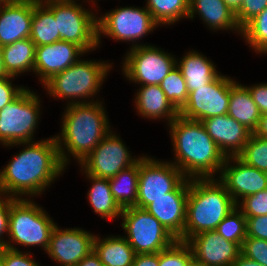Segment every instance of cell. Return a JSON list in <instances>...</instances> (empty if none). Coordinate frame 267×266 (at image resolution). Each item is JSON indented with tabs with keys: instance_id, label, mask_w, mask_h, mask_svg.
<instances>
[{
	"instance_id": "1f68e13d",
	"label": "cell",
	"mask_w": 267,
	"mask_h": 266,
	"mask_svg": "<svg viewBox=\"0 0 267 266\" xmlns=\"http://www.w3.org/2000/svg\"><path fill=\"white\" fill-rule=\"evenodd\" d=\"M241 34L255 52L267 54V7L241 29Z\"/></svg>"
},
{
	"instance_id": "bcb514c9",
	"label": "cell",
	"mask_w": 267,
	"mask_h": 266,
	"mask_svg": "<svg viewBox=\"0 0 267 266\" xmlns=\"http://www.w3.org/2000/svg\"><path fill=\"white\" fill-rule=\"evenodd\" d=\"M76 266H104L98 255L91 251L87 256H85Z\"/></svg>"
},
{
	"instance_id": "d590c367",
	"label": "cell",
	"mask_w": 267,
	"mask_h": 266,
	"mask_svg": "<svg viewBox=\"0 0 267 266\" xmlns=\"http://www.w3.org/2000/svg\"><path fill=\"white\" fill-rule=\"evenodd\" d=\"M192 262L193 253L185 241L176 240L159 252V266H189Z\"/></svg>"
},
{
	"instance_id": "f907efd6",
	"label": "cell",
	"mask_w": 267,
	"mask_h": 266,
	"mask_svg": "<svg viewBox=\"0 0 267 266\" xmlns=\"http://www.w3.org/2000/svg\"><path fill=\"white\" fill-rule=\"evenodd\" d=\"M9 77V75L6 72L4 62H3V49L2 46H0V78Z\"/></svg>"
},
{
	"instance_id": "8d00e7d4",
	"label": "cell",
	"mask_w": 267,
	"mask_h": 266,
	"mask_svg": "<svg viewBox=\"0 0 267 266\" xmlns=\"http://www.w3.org/2000/svg\"><path fill=\"white\" fill-rule=\"evenodd\" d=\"M237 204V208L245 217H255L267 215V188L256 194L249 195Z\"/></svg>"
},
{
	"instance_id": "816d5d0a",
	"label": "cell",
	"mask_w": 267,
	"mask_h": 266,
	"mask_svg": "<svg viewBox=\"0 0 267 266\" xmlns=\"http://www.w3.org/2000/svg\"><path fill=\"white\" fill-rule=\"evenodd\" d=\"M4 247L0 246V266H2Z\"/></svg>"
},
{
	"instance_id": "7dc6e473",
	"label": "cell",
	"mask_w": 267,
	"mask_h": 266,
	"mask_svg": "<svg viewBox=\"0 0 267 266\" xmlns=\"http://www.w3.org/2000/svg\"><path fill=\"white\" fill-rule=\"evenodd\" d=\"M253 134L258 137L267 139V113L261 115L258 126Z\"/></svg>"
},
{
	"instance_id": "681fc988",
	"label": "cell",
	"mask_w": 267,
	"mask_h": 266,
	"mask_svg": "<svg viewBox=\"0 0 267 266\" xmlns=\"http://www.w3.org/2000/svg\"><path fill=\"white\" fill-rule=\"evenodd\" d=\"M223 1L228 5V7L233 12H236L242 3V0H223Z\"/></svg>"
},
{
	"instance_id": "d6986e66",
	"label": "cell",
	"mask_w": 267,
	"mask_h": 266,
	"mask_svg": "<svg viewBox=\"0 0 267 266\" xmlns=\"http://www.w3.org/2000/svg\"><path fill=\"white\" fill-rule=\"evenodd\" d=\"M86 52L77 44L64 40L49 45L36 46L34 73L38 75L42 85L54 75L66 70L76 63L79 55Z\"/></svg>"
},
{
	"instance_id": "cb8c5ba5",
	"label": "cell",
	"mask_w": 267,
	"mask_h": 266,
	"mask_svg": "<svg viewBox=\"0 0 267 266\" xmlns=\"http://www.w3.org/2000/svg\"><path fill=\"white\" fill-rule=\"evenodd\" d=\"M227 114L252 133L257 128L262 115L248 87L236 83L232 78H230V101Z\"/></svg>"
},
{
	"instance_id": "7c38bea8",
	"label": "cell",
	"mask_w": 267,
	"mask_h": 266,
	"mask_svg": "<svg viewBox=\"0 0 267 266\" xmlns=\"http://www.w3.org/2000/svg\"><path fill=\"white\" fill-rule=\"evenodd\" d=\"M98 47L101 34L119 41L141 39L160 26L146 7H119L97 18Z\"/></svg>"
},
{
	"instance_id": "60d3db41",
	"label": "cell",
	"mask_w": 267,
	"mask_h": 266,
	"mask_svg": "<svg viewBox=\"0 0 267 266\" xmlns=\"http://www.w3.org/2000/svg\"><path fill=\"white\" fill-rule=\"evenodd\" d=\"M15 77L9 76L0 78V110L6 104L11 103L26 87L12 85L11 79Z\"/></svg>"
},
{
	"instance_id": "b9f144b4",
	"label": "cell",
	"mask_w": 267,
	"mask_h": 266,
	"mask_svg": "<svg viewBox=\"0 0 267 266\" xmlns=\"http://www.w3.org/2000/svg\"><path fill=\"white\" fill-rule=\"evenodd\" d=\"M15 199V197L0 194V246L3 247L6 246V241L2 236L4 233L8 236L10 208Z\"/></svg>"
},
{
	"instance_id": "4316f807",
	"label": "cell",
	"mask_w": 267,
	"mask_h": 266,
	"mask_svg": "<svg viewBox=\"0 0 267 266\" xmlns=\"http://www.w3.org/2000/svg\"><path fill=\"white\" fill-rule=\"evenodd\" d=\"M3 62L9 76L33 71L36 46L30 38L2 46Z\"/></svg>"
},
{
	"instance_id": "f35d334b",
	"label": "cell",
	"mask_w": 267,
	"mask_h": 266,
	"mask_svg": "<svg viewBox=\"0 0 267 266\" xmlns=\"http://www.w3.org/2000/svg\"><path fill=\"white\" fill-rule=\"evenodd\" d=\"M266 7L267 0H242L239 9L235 12V18L238 26L242 29Z\"/></svg>"
},
{
	"instance_id": "ba28073f",
	"label": "cell",
	"mask_w": 267,
	"mask_h": 266,
	"mask_svg": "<svg viewBox=\"0 0 267 266\" xmlns=\"http://www.w3.org/2000/svg\"><path fill=\"white\" fill-rule=\"evenodd\" d=\"M25 88L11 103L0 110V142L3 145L33 141L38 125L40 99Z\"/></svg>"
},
{
	"instance_id": "d4e9b609",
	"label": "cell",
	"mask_w": 267,
	"mask_h": 266,
	"mask_svg": "<svg viewBox=\"0 0 267 266\" xmlns=\"http://www.w3.org/2000/svg\"><path fill=\"white\" fill-rule=\"evenodd\" d=\"M186 81L188 93L212 82L220 73L210 59L196 51H190L176 62Z\"/></svg>"
},
{
	"instance_id": "e0dca14e",
	"label": "cell",
	"mask_w": 267,
	"mask_h": 266,
	"mask_svg": "<svg viewBox=\"0 0 267 266\" xmlns=\"http://www.w3.org/2000/svg\"><path fill=\"white\" fill-rule=\"evenodd\" d=\"M189 178L167 196L155 199L145 210L153 215L177 240L184 241Z\"/></svg>"
},
{
	"instance_id": "e575fe53",
	"label": "cell",
	"mask_w": 267,
	"mask_h": 266,
	"mask_svg": "<svg viewBox=\"0 0 267 266\" xmlns=\"http://www.w3.org/2000/svg\"><path fill=\"white\" fill-rule=\"evenodd\" d=\"M238 157L247 165L267 172V139L252 133Z\"/></svg>"
},
{
	"instance_id": "4dcf8cb0",
	"label": "cell",
	"mask_w": 267,
	"mask_h": 266,
	"mask_svg": "<svg viewBox=\"0 0 267 266\" xmlns=\"http://www.w3.org/2000/svg\"><path fill=\"white\" fill-rule=\"evenodd\" d=\"M146 8L161 25H171L189 15V0H146Z\"/></svg>"
},
{
	"instance_id": "5bb4252c",
	"label": "cell",
	"mask_w": 267,
	"mask_h": 266,
	"mask_svg": "<svg viewBox=\"0 0 267 266\" xmlns=\"http://www.w3.org/2000/svg\"><path fill=\"white\" fill-rule=\"evenodd\" d=\"M230 101V77L219 74L209 84L188 93L185 105L179 115L187 119H204L226 115Z\"/></svg>"
},
{
	"instance_id": "277c9868",
	"label": "cell",
	"mask_w": 267,
	"mask_h": 266,
	"mask_svg": "<svg viewBox=\"0 0 267 266\" xmlns=\"http://www.w3.org/2000/svg\"><path fill=\"white\" fill-rule=\"evenodd\" d=\"M236 207L232 196L219 180L189 179L184 241L201 232L216 230L218 224Z\"/></svg>"
},
{
	"instance_id": "603a6c76",
	"label": "cell",
	"mask_w": 267,
	"mask_h": 266,
	"mask_svg": "<svg viewBox=\"0 0 267 266\" xmlns=\"http://www.w3.org/2000/svg\"><path fill=\"white\" fill-rule=\"evenodd\" d=\"M135 105L142 117L148 119L166 118L168 125L179 115L169 102L160 85H143L137 90Z\"/></svg>"
},
{
	"instance_id": "ab89813d",
	"label": "cell",
	"mask_w": 267,
	"mask_h": 266,
	"mask_svg": "<svg viewBox=\"0 0 267 266\" xmlns=\"http://www.w3.org/2000/svg\"><path fill=\"white\" fill-rule=\"evenodd\" d=\"M2 266H40L31 254L4 247Z\"/></svg>"
},
{
	"instance_id": "52a82bcc",
	"label": "cell",
	"mask_w": 267,
	"mask_h": 266,
	"mask_svg": "<svg viewBox=\"0 0 267 266\" xmlns=\"http://www.w3.org/2000/svg\"><path fill=\"white\" fill-rule=\"evenodd\" d=\"M42 3L54 14L60 40L75 43L87 53L98 48V16L95 13L75 0H47Z\"/></svg>"
},
{
	"instance_id": "836d02e7",
	"label": "cell",
	"mask_w": 267,
	"mask_h": 266,
	"mask_svg": "<svg viewBox=\"0 0 267 266\" xmlns=\"http://www.w3.org/2000/svg\"><path fill=\"white\" fill-rule=\"evenodd\" d=\"M166 98L179 111L188 99V89L181 70L177 65L169 72L160 84Z\"/></svg>"
},
{
	"instance_id": "4fadbf2b",
	"label": "cell",
	"mask_w": 267,
	"mask_h": 266,
	"mask_svg": "<svg viewBox=\"0 0 267 266\" xmlns=\"http://www.w3.org/2000/svg\"><path fill=\"white\" fill-rule=\"evenodd\" d=\"M122 139L110 131L95 149L79 163L84 174L112 178L118 172L136 164L141 157H132Z\"/></svg>"
},
{
	"instance_id": "f1b7e54d",
	"label": "cell",
	"mask_w": 267,
	"mask_h": 266,
	"mask_svg": "<svg viewBox=\"0 0 267 266\" xmlns=\"http://www.w3.org/2000/svg\"><path fill=\"white\" fill-rule=\"evenodd\" d=\"M139 161L109 178L111 193L121 209L134 207L137 201Z\"/></svg>"
},
{
	"instance_id": "9c48e42d",
	"label": "cell",
	"mask_w": 267,
	"mask_h": 266,
	"mask_svg": "<svg viewBox=\"0 0 267 266\" xmlns=\"http://www.w3.org/2000/svg\"><path fill=\"white\" fill-rule=\"evenodd\" d=\"M121 225L136 254L159 253L177 239L147 210L138 207L122 209Z\"/></svg>"
},
{
	"instance_id": "83f0119b",
	"label": "cell",
	"mask_w": 267,
	"mask_h": 266,
	"mask_svg": "<svg viewBox=\"0 0 267 266\" xmlns=\"http://www.w3.org/2000/svg\"><path fill=\"white\" fill-rule=\"evenodd\" d=\"M86 177L92 181L87 198L94 212L106 219L120 218L122 209L113 198L109 179L88 174Z\"/></svg>"
},
{
	"instance_id": "484cf974",
	"label": "cell",
	"mask_w": 267,
	"mask_h": 266,
	"mask_svg": "<svg viewBox=\"0 0 267 266\" xmlns=\"http://www.w3.org/2000/svg\"><path fill=\"white\" fill-rule=\"evenodd\" d=\"M93 250L104 266H132L136 255L129 242L120 236H95Z\"/></svg>"
},
{
	"instance_id": "ac0fdd59",
	"label": "cell",
	"mask_w": 267,
	"mask_h": 266,
	"mask_svg": "<svg viewBox=\"0 0 267 266\" xmlns=\"http://www.w3.org/2000/svg\"><path fill=\"white\" fill-rule=\"evenodd\" d=\"M187 243L196 266H231L241 254L237 243L225 240L215 230L201 232Z\"/></svg>"
},
{
	"instance_id": "44dd1931",
	"label": "cell",
	"mask_w": 267,
	"mask_h": 266,
	"mask_svg": "<svg viewBox=\"0 0 267 266\" xmlns=\"http://www.w3.org/2000/svg\"><path fill=\"white\" fill-rule=\"evenodd\" d=\"M202 123L226 157L238 156L252 135L249 129L228 114L204 119Z\"/></svg>"
},
{
	"instance_id": "ee69618b",
	"label": "cell",
	"mask_w": 267,
	"mask_h": 266,
	"mask_svg": "<svg viewBox=\"0 0 267 266\" xmlns=\"http://www.w3.org/2000/svg\"><path fill=\"white\" fill-rule=\"evenodd\" d=\"M248 89L261 114L267 113V83L252 85Z\"/></svg>"
},
{
	"instance_id": "7a4b0ae2",
	"label": "cell",
	"mask_w": 267,
	"mask_h": 266,
	"mask_svg": "<svg viewBox=\"0 0 267 266\" xmlns=\"http://www.w3.org/2000/svg\"><path fill=\"white\" fill-rule=\"evenodd\" d=\"M169 129L175 152L173 164L182 174L189 179L215 178L227 157L208 135L203 123L178 115Z\"/></svg>"
},
{
	"instance_id": "8992f818",
	"label": "cell",
	"mask_w": 267,
	"mask_h": 266,
	"mask_svg": "<svg viewBox=\"0 0 267 266\" xmlns=\"http://www.w3.org/2000/svg\"><path fill=\"white\" fill-rule=\"evenodd\" d=\"M56 223L46 212L30 199H15L9 214V241L6 248L17 250L14 243L24 247L40 246L47 251ZM12 242V244H11ZM14 242V243H13Z\"/></svg>"
},
{
	"instance_id": "f6af8a7d",
	"label": "cell",
	"mask_w": 267,
	"mask_h": 266,
	"mask_svg": "<svg viewBox=\"0 0 267 266\" xmlns=\"http://www.w3.org/2000/svg\"><path fill=\"white\" fill-rule=\"evenodd\" d=\"M132 266H159V253L136 254Z\"/></svg>"
},
{
	"instance_id": "8fae6325",
	"label": "cell",
	"mask_w": 267,
	"mask_h": 266,
	"mask_svg": "<svg viewBox=\"0 0 267 266\" xmlns=\"http://www.w3.org/2000/svg\"><path fill=\"white\" fill-rule=\"evenodd\" d=\"M186 177L169 161H158L148 156L139 160L138 193L135 207L145 209L155 199L167 196Z\"/></svg>"
},
{
	"instance_id": "7bdbcfd3",
	"label": "cell",
	"mask_w": 267,
	"mask_h": 266,
	"mask_svg": "<svg viewBox=\"0 0 267 266\" xmlns=\"http://www.w3.org/2000/svg\"><path fill=\"white\" fill-rule=\"evenodd\" d=\"M247 237L267 240V215L246 217Z\"/></svg>"
},
{
	"instance_id": "2e32d148",
	"label": "cell",
	"mask_w": 267,
	"mask_h": 266,
	"mask_svg": "<svg viewBox=\"0 0 267 266\" xmlns=\"http://www.w3.org/2000/svg\"><path fill=\"white\" fill-rule=\"evenodd\" d=\"M95 235L80 228L60 229L56 224L52 231L47 254L61 264L76 266L93 251Z\"/></svg>"
},
{
	"instance_id": "f5cc1de1",
	"label": "cell",
	"mask_w": 267,
	"mask_h": 266,
	"mask_svg": "<svg viewBox=\"0 0 267 266\" xmlns=\"http://www.w3.org/2000/svg\"><path fill=\"white\" fill-rule=\"evenodd\" d=\"M7 1H9V0H0V4H1V3H5V2H7Z\"/></svg>"
},
{
	"instance_id": "db71d44e",
	"label": "cell",
	"mask_w": 267,
	"mask_h": 266,
	"mask_svg": "<svg viewBox=\"0 0 267 266\" xmlns=\"http://www.w3.org/2000/svg\"><path fill=\"white\" fill-rule=\"evenodd\" d=\"M189 266H196L193 262Z\"/></svg>"
},
{
	"instance_id": "f546056e",
	"label": "cell",
	"mask_w": 267,
	"mask_h": 266,
	"mask_svg": "<svg viewBox=\"0 0 267 266\" xmlns=\"http://www.w3.org/2000/svg\"><path fill=\"white\" fill-rule=\"evenodd\" d=\"M35 46L49 45L60 40L54 14L42 3L33 0V17L29 37Z\"/></svg>"
},
{
	"instance_id": "7402d4cb",
	"label": "cell",
	"mask_w": 267,
	"mask_h": 266,
	"mask_svg": "<svg viewBox=\"0 0 267 266\" xmlns=\"http://www.w3.org/2000/svg\"><path fill=\"white\" fill-rule=\"evenodd\" d=\"M198 14L211 30H232L241 35L233 12L223 0H189L191 20Z\"/></svg>"
},
{
	"instance_id": "d6a6232c",
	"label": "cell",
	"mask_w": 267,
	"mask_h": 266,
	"mask_svg": "<svg viewBox=\"0 0 267 266\" xmlns=\"http://www.w3.org/2000/svg\"><path fill=\"white\" fill-rule=\"evenodd\" d=\"M215 231L225 240L237 243L242 247L247 237L246 217L236 207L218 224Z\"/></svg>"
},
{
	"instance_id": "c3c4849f",
	"label": "cell",
	"mask_w": 267,
	"mask_h": 266,
	"mask_svg": "<svg viewBox=\"0 0 267 266\" xmlns=\"http://www.w3.org/2000/svg\"><path fill=\"white\" fill-rule=\"evenodd\" d=\"M231 266H263L260 263L246 258L240 254Z\"/></svg>"
},
{
	"instance_id": "5b68a950",
	"label": "cell",
	"mask_w": 267,
	"mask_h": 266,
	"mask_svg": "<svg viewBox=\"0 0 267 266\" xmlns=\"http://www.w3.org/2000/svg\"><path fill=\"white\" fill-rule=\"evenodd\" d=\"M111 68V64H108L107 61L105 63L104 61L79 59L66 70L54 75L43 87L46 88L49 96L72 99L67 105L92 102V99L90 101L88 98L99 92L100 86ZM80 98L88 100L81 102Z\"/></svg>"
},
{
	"instance_id": "6da1fadb",
	"label": "cell",
	"mask_w": 267,
	"mask_h": 266,
	"mask_svg": "<svg viewBox=\"0 0 267 266\" xmlns=\"http://www.w3.org/2000/svg\"><path fill=\"white\" fill-rule=\"evenodd\" d=\"M24 146L0 171V194L22 199L37 196L65 170L55 137L38 142H21L6 145Z\"/></svg>"
},
{
	"instance_id": "9a60e30c",
	"label": "cell",
	"mask_w": 267,
	"mask_h": 266,
	"mask_svg": "<svg viewBox=\"0 0 267 266\" xmlns=\"http://www.w3.org/2000/svg\"><path fill=\"white\" fill-rule=\"evenodd\" d=\"M232 163L235 165H232ZM218 178L232 196L236 205L243 198L267 188L266 172L247 165L238 156L226 158Z\"/></svg>"
},
{
	"instance_id": "30bf717a",
	"label": "cell",
	"mask_w": 267,
	"mask_h": 266,
	"mask_svg": "<svg viewBox=\"0 0 267 266\" xmlns=\"http://www.w3.org/2000/svg\"><path fill=\"white\" fill-rule=\"evenodd\" d=\"M124 58V76L140 86L160 85L177 62L173 55L158 47L137 43L131 46Z\"/></svg>"
},
{
	"instance_id": "74e56055",
	"label": "cell",
	"mask_w": 267,
	"mask_h": 266,
	"mask_svg": "<svg viewBox=\"0 0 267 266\" xmlns=\"http://www.w3.org/2000/svg\"><path fill=\"white\" fill-rule=\"evenodd\" d=\"M241 254L250 260L267 266V240L246 237L241 247Z\"/></svg>"
},
{
	"instance_id": "3957f363",
	"label": "cell",
	"mask_w": 267,
	"mask_h": 266,
	"mask_svg": "<svg viewBox=\"0 0 267 266\" xmlns=\"http://www.w3.org/2000/svg\"><path fill=\"white\" fill-rule=\"evenodd\" d=\"M101 104L93 101L67 105L61 122L62 132L55 137L65 167L70 161L68 154L77 159L78 163L82 162L111 131L108 116Z\"/></svg>"
},
{
	"instance_id": "ffe728a7",
	"label": "cell",
	"mask_w": 267,
	"mask_h": 266,
	"mask_svg": "<svg viewBox=\"0 0 267 266\" xmlns=\"http://www.w3.org/2000/svg\"><path fill=\"white\" fill-rule=\"evenodd\" d=\"M33 0H9L0 4V46L30 37Z\"/></svg>"
}]
</instances>
